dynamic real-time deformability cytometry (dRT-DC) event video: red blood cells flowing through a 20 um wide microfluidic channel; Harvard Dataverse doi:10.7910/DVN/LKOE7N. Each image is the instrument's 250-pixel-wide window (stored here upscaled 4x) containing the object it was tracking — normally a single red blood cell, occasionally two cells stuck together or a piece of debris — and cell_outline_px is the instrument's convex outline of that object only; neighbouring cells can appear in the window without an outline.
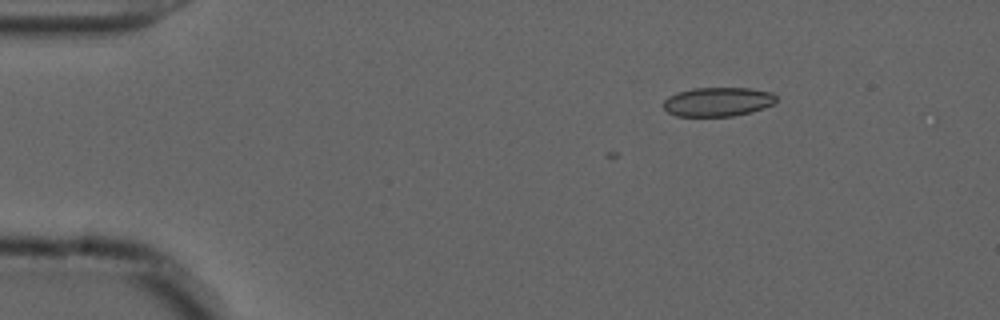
{"species": "common noctule bat (a hibernating species)", "species_latin": "Nyctalus noctula", "temperature_condition": "cold", "stored_images_in_passage": 2, "camera_frame_rate_fps": 3000, "um_per_image_px": 0.085, "animal": {"sex": "male", "forearm_length_mm": 52.5}, "frame": {"image": 1, "passage_image": 2, "time_ms": 0.333, "image_size_px": [1000, 320], "cell_outline_px": [[776, 100], [772, 104], [764, 108], [752, 112], [732, 116], [676, 116], [668, 112], [664, 108], [664, 100], [668, 96], [676, 92], [692, 88], [752, 88], [772, 92], [776, 96]], "centroid_in_image_um": [61.01, 8.64], "position_along_channel_um": 24.0, "area_um2": 19.25}}